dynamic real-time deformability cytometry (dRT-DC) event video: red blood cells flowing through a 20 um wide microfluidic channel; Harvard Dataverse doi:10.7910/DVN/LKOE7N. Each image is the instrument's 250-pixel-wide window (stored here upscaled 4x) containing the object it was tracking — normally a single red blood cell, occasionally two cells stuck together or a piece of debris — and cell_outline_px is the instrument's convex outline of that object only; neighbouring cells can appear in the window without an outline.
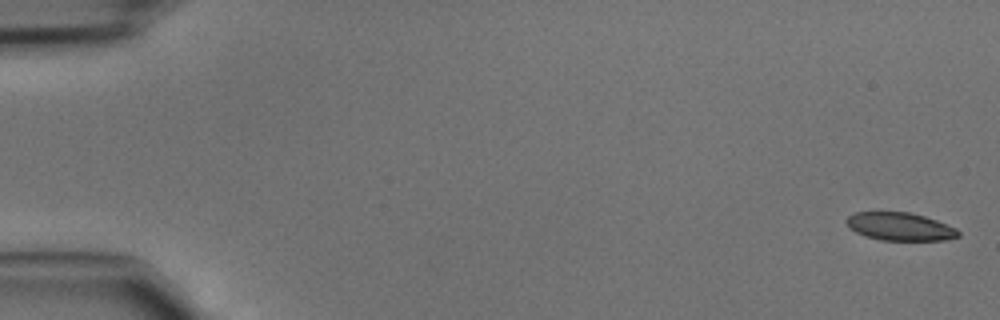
{"species": "common noctule bat (a hibernating species)", "species_latin": "Nyctalus noctula", "temperature_condition": "cold", "stored_images_in_passage": 18, "camera_frame_rate_fps": 3000, "um_per_image_px": 0.085, "animal": {"sex": "male", "body_mass_g": 15.6}, "frame": {"image": 1, "passage_image": 1, "time_ms": 0.0, "image_size_px": [1000, 320], "cell_outline_px": [[960, 236], [944, 240], [880, 240], [864, 236], [848, 228], [844, 220], [848, 216], [856, 212], [908, 212], [924, 216], [936, 220], [956, 228], [960, 232]], "centroid_in_image_um": [76.46, 19.26], "position_along_channel_um": 8.5, "area_um2": 18.32}}
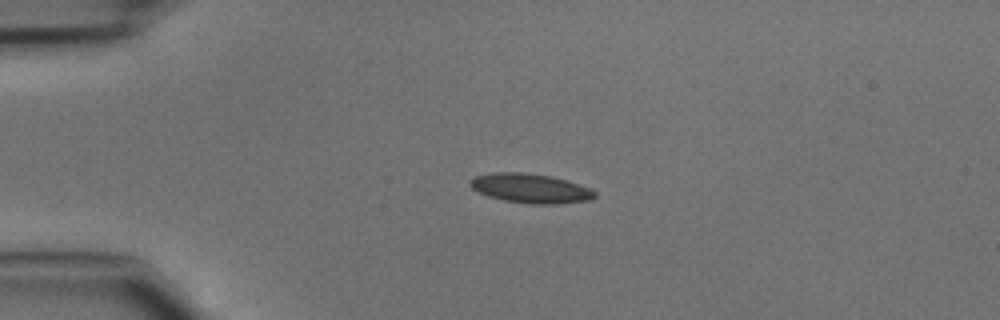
{"frame": {"image": 2, "passage_image": 11, "time_ms": 3.333, "image_size_px": [1000, 320], "cell_outline_px": [[596, 196], [588, 200], [556, 204], [532, 204], [504, 200], [488, 196], [472, 188], [468, 184], [468, 180], [476, 176], [496, 172], [524, 172], [552, 176], [568, 180], [588, 188], [596, 192]], "centroid_in_image_um": [45.07, 16.0], "position_along_channel_um": 39.9, "area_um2": 21.27}}